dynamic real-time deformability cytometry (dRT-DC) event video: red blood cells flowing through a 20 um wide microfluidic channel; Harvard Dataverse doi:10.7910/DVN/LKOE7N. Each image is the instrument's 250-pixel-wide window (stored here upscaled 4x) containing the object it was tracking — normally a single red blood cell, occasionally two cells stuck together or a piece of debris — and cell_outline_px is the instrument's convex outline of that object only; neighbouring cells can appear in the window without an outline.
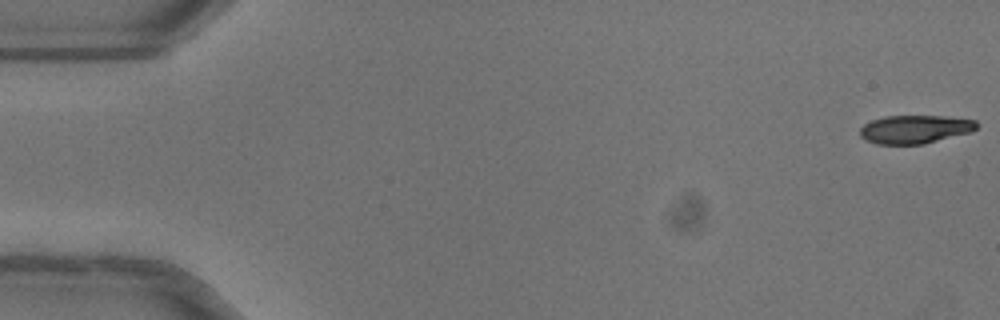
{"species": "common noctule bat (a hibernating species)", "species_latin": "Nyctalus noctula", "temperature_condition": "warm", "stored_images_in_passage": 11, "camera_frame_rate_fps": 3000, "um_per_image_px": 0.085, "animal": {"sex": "female"}, "frame": {"image": 1, "passage_image": 1, "time_ms": 0.0, "image_size_px": [1000, 320], "cell_outline_px": [[980, 124], [972, 132], [924, 144], [876, 144], [860, 136], [860, 128], [864, 124], [872, 120], [884, 116], [944, 116], [976, 120]], "centroid_in_image_um": [77.8, 10.98], "position_along_channel_um": 7.2, "area_um2": 19.36}}